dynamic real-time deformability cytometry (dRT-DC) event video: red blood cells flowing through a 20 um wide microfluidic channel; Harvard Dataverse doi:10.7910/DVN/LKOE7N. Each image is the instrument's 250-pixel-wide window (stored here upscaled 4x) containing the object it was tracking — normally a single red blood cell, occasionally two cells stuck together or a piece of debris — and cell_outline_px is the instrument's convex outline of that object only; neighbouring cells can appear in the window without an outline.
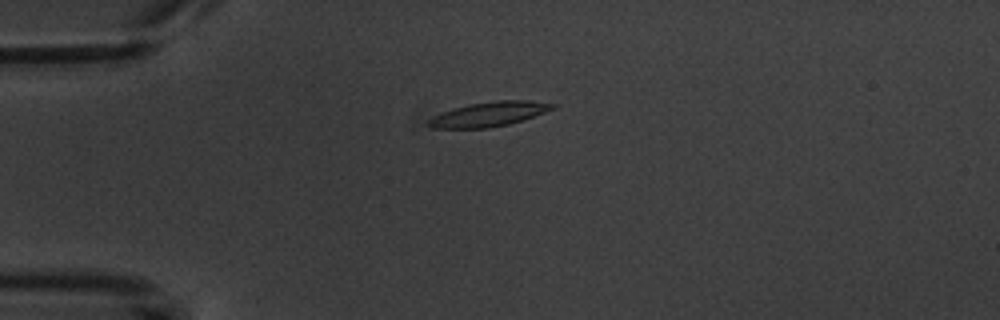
{"species": "common noctule bat (a hibernating species)", "species_latin": "Nyctalus noctula", "temperature_condition": "warm", "stored_images_in_passage": 11, "camera_frame_rate_fps": 3000, "um_per_image_px": 0.085, "animal": {"sex": "male", "body_mass_g": 20.1, "forearm_length_mm": 53.5}, "frame": {"image": 1, "passage_image": 4, "time_ms": 4.333, "image_size_px": [1000, 320], "cell_outline_px": [[556, 108], [508, 124], [488, 128], [428, 128], [428, 120], [432, 116], [440, 112], [452, 108], [472, 104], [496, 100], [528, 100], [556, 104]], "centroid_in_image_um": [41.51, 9.7], "position_along_channel_um": 43.5, "area_um2": 17.63}}
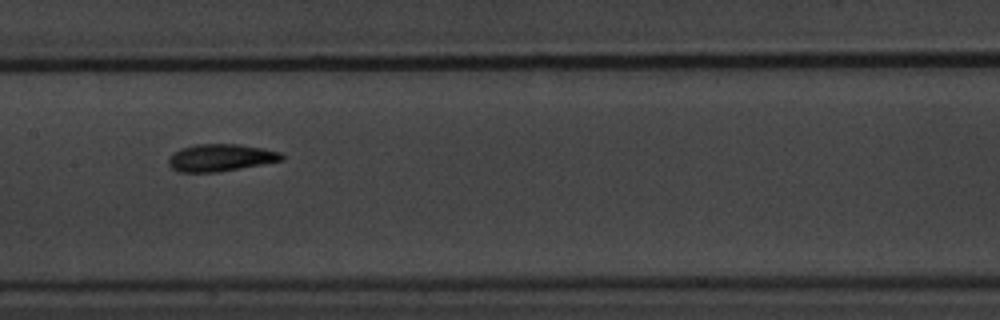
{"frame": {"image": 2, "passage_image": 8, "time_ms": 9.0, "image_size_px": [1000, 320], "cell_outline_px": [[284, 160], [220, 172], [180, 172], [172, 168], [168, 164], [168, 160], [180, 148], [196, 144], [240, 144], [264, 148], [280, 152], [284, 156]], "centroid_in_image_um": [18.79, 13.4], "position_along_channel_um": 188.6, "area_um2": 17.98}}
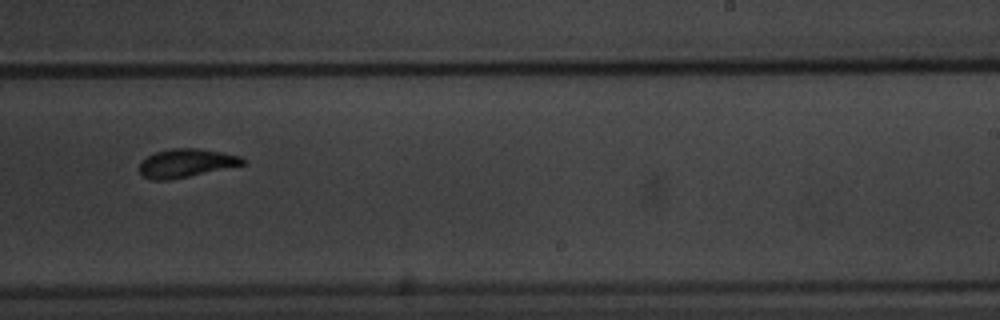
{"frame": {"image": 3, "passage_image": 10, "time_ms": 11.333, "image_size_px": [1000, 320], "cell_outline_px": [[248, 160], [244, 164], [188, 176], [168, 180], [152, 180], [144, 176], [140, 172], [140, 164], [148, 156], [156, 152], [172, 148], [200, 148], [240, 156]], "centroid_in_image_um": [15.83, 13.85], "position_along_channel_um": 273.2, "area_um2": 16.82}}